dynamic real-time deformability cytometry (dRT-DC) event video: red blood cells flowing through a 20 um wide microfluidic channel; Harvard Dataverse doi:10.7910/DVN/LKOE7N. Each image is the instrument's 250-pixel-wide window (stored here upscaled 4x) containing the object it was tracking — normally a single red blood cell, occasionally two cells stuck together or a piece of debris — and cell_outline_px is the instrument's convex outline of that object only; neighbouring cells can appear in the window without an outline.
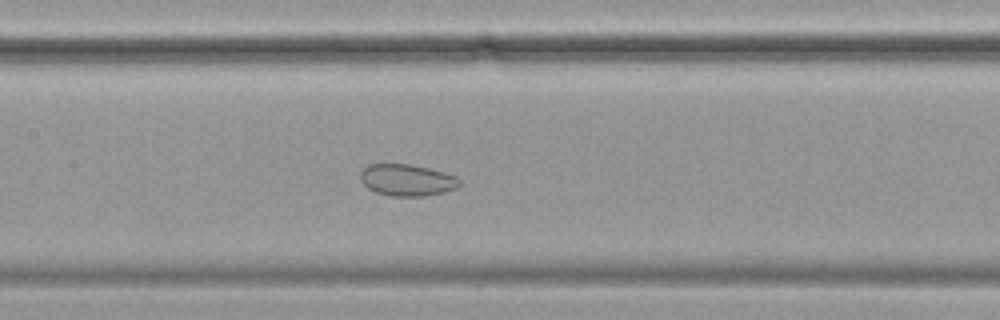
{"species": "common noctule bat (a hibernating species)", "species_latin": "Nyctalus noctula", "temperature_condition": "cold", "stored_images_in_passage": 59, "segment_of_instrument_passage": [1, 2], "camera_frame_rate_fps": 3000, "um_per_image_px": 0.085, "animal": {"sex": "female", "body_mass_g": 19.9}, "frame": {"image": 1, "passage_image": 27, "time_ms": 8.667, "image_size_px": [1000, 320], "cell_outline_px": [[460, 184], [456, 188], [444, 192], [424, 196], [392, 196], [376, 192], [368, 188], [360, 180], [360, 172], [368, 164], [408, 164], [428, 168], [444, 172], [456, 176], [460, 180]], "centroid_in_image_um": [34.59, 15.3], "position_along_channel_um": 172.8, "area_um2": 18.26}}
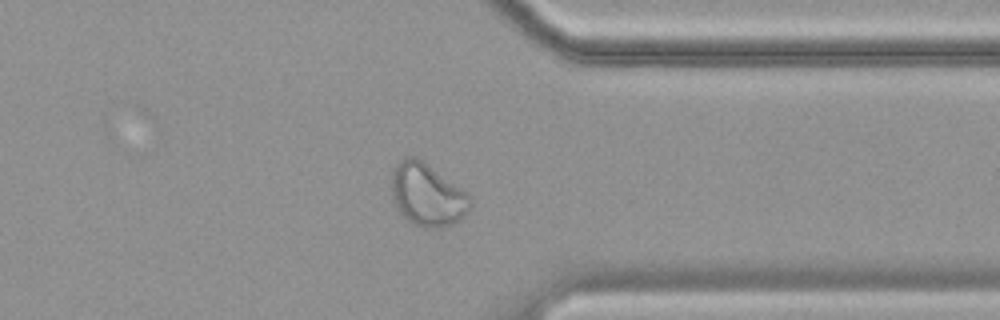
{"frame": {"image": 2, "passage_image": 45, "time_ms": 14.667, "image_size_px": [1000, 320], "cell_outline_px": [[472, 204], [468, 212], [460, 220], [452, 224], [436, 228], [424, 228], [408, 220], [396, 208], [392, 200], [392, 168], [400, 160], [408, 156], [416, 156], [472, 196]], "centroid_in_image_um": [36.32, 16.56], "position_along_channel_um": 375.1, "area_um2": 28.73}}
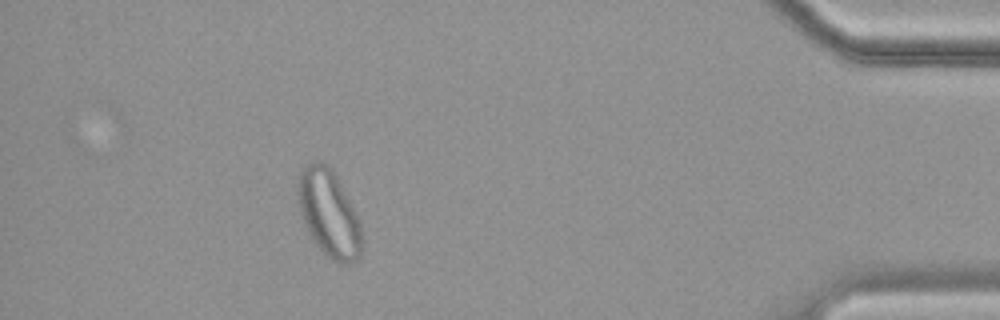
{"frame": {"image": 3, "passage_image": 52, "time_ms": 17.0, "image_size_px": [1000, 320], "cell_outline_px": [[360, 256], [352, 264], [344, 264], [332, 260], [316, 244], [308, 232], [300, 208], [296, 188], [296, 184], [300, 172], [312, 160], [320, 160], [332, 168], [360, 224]], "centroid_in_image_um": [27.92, 18.11], "position_along_channel_um": 407.3, "area_um2": 31.67}}